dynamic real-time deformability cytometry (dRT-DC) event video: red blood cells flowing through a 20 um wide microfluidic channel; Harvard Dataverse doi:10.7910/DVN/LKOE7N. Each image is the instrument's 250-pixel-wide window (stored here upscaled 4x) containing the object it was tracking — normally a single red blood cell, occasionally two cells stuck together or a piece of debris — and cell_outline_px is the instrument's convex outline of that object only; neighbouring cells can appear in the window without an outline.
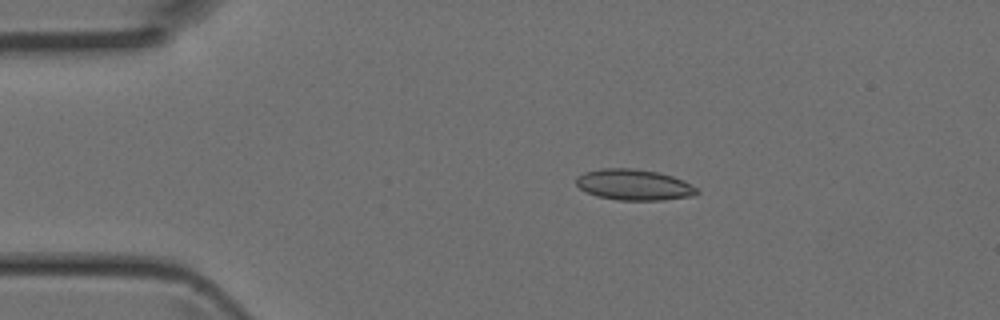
{"species": "Egyptian fruit bat (a non-hibernating species)", "species_latin": "Rousettus aegyptiacus", "temperature_condition": "room temperature", "stored_images_in_passage": 4, "camera_frame_rate_fps": 3000, "um_per_image_px": 0.085, "animal": {"sex": "female"}, "frame": {"image": 1, "passage_image": 3, "time_ms": 0.667, "image_size_px": [1000, 320], "cell_outline_px": [[700, 192], [692, 196], [664, 200], [620, 200], [596, 196], [580, 188], [576, 184], [576, 176], [584, 172], [600, 168], [632, 168], [656, 172], [672, 176], [684, 180], [696, 188]], "centroid_in_image_um": [53.87, 15.7], "position_along_channel_um": 31.1, "area_um2": 21.73}}